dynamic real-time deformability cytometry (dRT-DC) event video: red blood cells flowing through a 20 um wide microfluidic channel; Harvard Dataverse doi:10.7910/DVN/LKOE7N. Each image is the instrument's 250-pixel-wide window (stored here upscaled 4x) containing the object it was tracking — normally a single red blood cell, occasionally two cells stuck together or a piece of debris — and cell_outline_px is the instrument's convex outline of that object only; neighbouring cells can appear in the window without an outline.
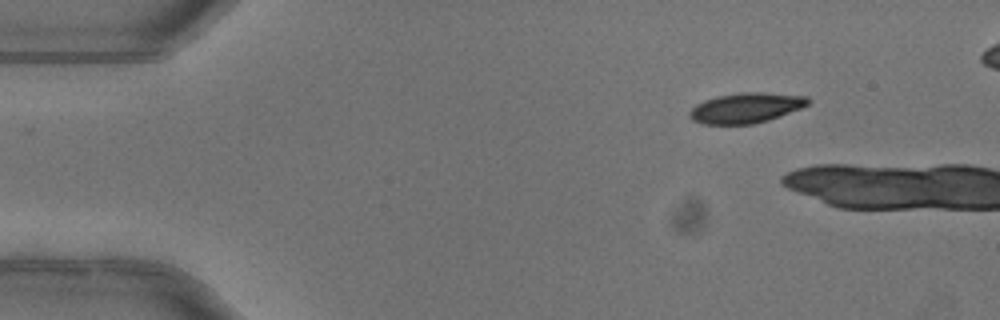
{"species": "common noctule bat (a hibernating species)", "species_latin": "Nyctalus noctula", "temperature_condition": "warm", "stored_images_in_passage": 8, "camera_frame_rate_fps": 3000, "um_per_image_px": 0.085, "animal": {"sex": "female"}, "frame": {"image": 1, "passage_image": 1, "time_ms": 0.0, "image_size_px": [1000, 320], "cell_outline_px": [[808, 104], [800, 108], [780, 116], [768, 120], [752, 124], [704, 124], [692, 120], [688, 116], [688, 112], [696, 104], [704, 100], [716, 96], [740, 92], [764, 92], [808, 96]], "centroid_in_image_um": [63.37, 9.16], "position_along_channel_um": 21.6, "area_um2": 20.87}}